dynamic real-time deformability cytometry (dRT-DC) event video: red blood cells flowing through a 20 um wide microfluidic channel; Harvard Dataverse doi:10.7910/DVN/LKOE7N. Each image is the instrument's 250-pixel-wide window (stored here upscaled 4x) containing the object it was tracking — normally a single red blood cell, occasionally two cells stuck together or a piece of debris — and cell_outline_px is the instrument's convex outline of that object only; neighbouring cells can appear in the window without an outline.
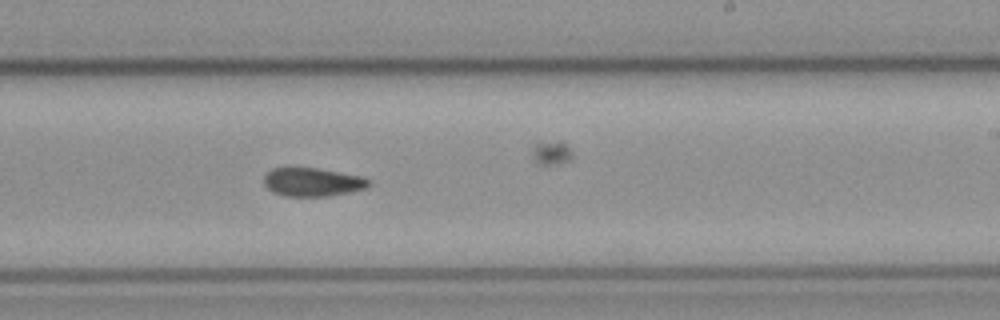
{"species": "common noctule bat (a hibernating species)", "species_latin": "Nyctalus noctula", "temperature_condition": "cold", "stored_images_in_passage": 53, "camera_frame_rate_fps": 3000, "um_per_image_px": 0.085, "animal": {"sex": "female", "body_mass_g": 21.9}, "frame": {"image": 1, "passage_image": 31, "time_ms": 10.0, "image_size_px": [1000, 320], "cell_outline_px": [[372, 184], [368, 188], [328, 196], [284, 196], [272, 192], [264, 184], [264, 176], [272, 168], [316, 168], [360, 176], [372, 180]], "centroid_in_image_um": [26.58, 15.48], "position_along_channel_um": 262.4, "area_um2": 17.4}, "authors_computed_cell_mechanics": {"area_um2": 17.918, "velocity_mm_per_s": 3.8856, "shape_relaxation_time_tau1_ms": null, "shape_relaxation_time_tau2_ms": 4.9548, "deformation_change_tau1": null, "deformation_change_tau2": 0.0976}}